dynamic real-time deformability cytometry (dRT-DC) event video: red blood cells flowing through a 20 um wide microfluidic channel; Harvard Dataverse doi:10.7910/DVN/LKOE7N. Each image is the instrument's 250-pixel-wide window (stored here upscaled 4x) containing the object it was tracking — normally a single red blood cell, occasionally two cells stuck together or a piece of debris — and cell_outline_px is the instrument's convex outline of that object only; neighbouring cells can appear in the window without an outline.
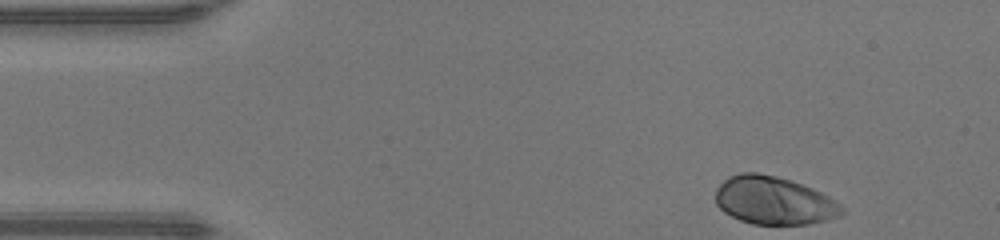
{"species": "human", "species_latin": "Homo sapiens", "temperature_condition": "warm", "stored_images_in_passage": 36, "camera_frame_rate_fps": 3000, "um_per_image_px": 0.085, "donor": {"sex": "male"}, "frame": {"image": 1, "passage_image": 1, "time_ms": 0.0, "image_size_px": [1000, 240], "cell_outline_px": [[844, 212], [840, 216], [828, 220], [808, 224], [752, 224], [740, 220], [724, 212], [716, 204], [716, 188], [728, 176], [740, 172], [756, 172], [776, 176], [792, 180], [812, 188], [828, 196], [840, 204], [844, 208]], "centroid_in_image_um": [65.78, 17.04], "position_along_channel_um": 19.2, "area_um2": 35.49}}
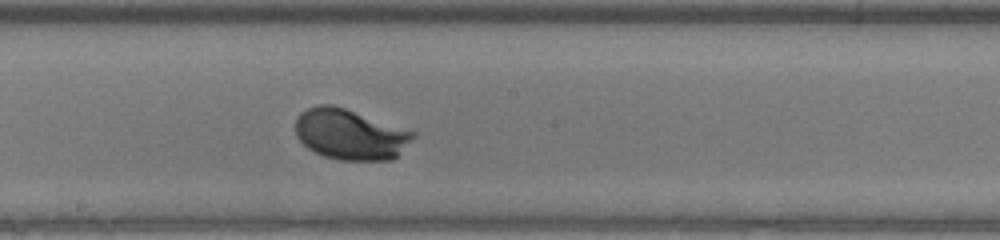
{"frame": {"image": 2, "passage_image": 21, "time_ms": 6.667, "image_size_px": [1000, 240], "cell_outline_px": [[416, 136], [392, 160], [340, 160], [324, 156], [308, 148], [296, 136], [296, 120], [300, 112], [308, 108], [320, 104], [332, 104], [416, 132]], "centroid_in_image_um": [29.75, 11.42], "position_along_channel_um": 218.4, "area_um2": 34.39}}
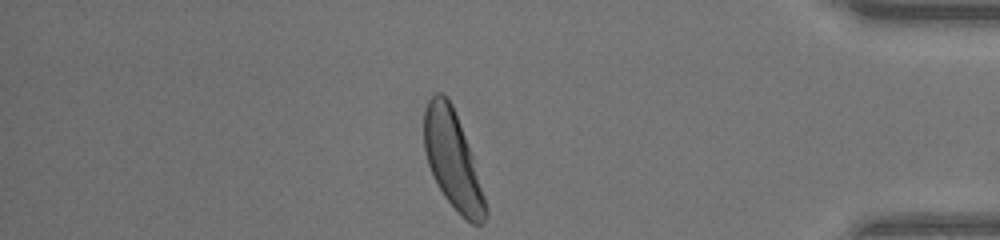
{"frame": {"image": 3, "passage_image": 36, "time_ms": 11.667, "image_size_px": [1000, 240], "cell_outline_px": [[488, 212], [484, 220], [480, 224], [472, 224], [444, 196], [428, 164], [424, 148], [424, 112], [428, 100], [436, 92], [440, 92], [448, 96], [452, 104], [472, 156], [488, 208]], "centroid_in_image_um": [38.47, 13.55], "position_along_channel_um": 396.7, "area_um2": 33.99}, "authors_computed_cell_mechanics": {"area_um2": 34.1309, "velocity_mm_per_s": 4.3448, "shape_relaxation_time_tau1_ms": 1.6695, "shape_relaxation_time_tau2_ms": null, "deformation_change_tau1": 0.1661, "deformation_change_tau2": null}}